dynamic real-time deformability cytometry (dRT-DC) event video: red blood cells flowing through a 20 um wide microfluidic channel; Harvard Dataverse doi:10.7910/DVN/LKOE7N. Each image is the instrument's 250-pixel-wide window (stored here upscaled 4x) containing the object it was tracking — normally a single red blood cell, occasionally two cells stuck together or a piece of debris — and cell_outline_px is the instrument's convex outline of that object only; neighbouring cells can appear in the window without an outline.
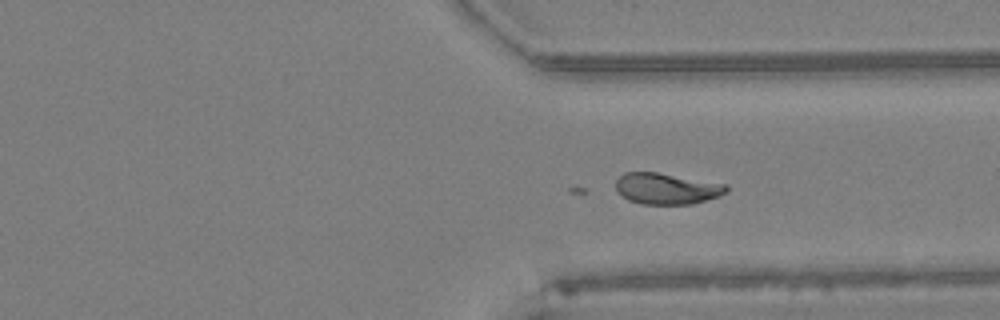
{"species": "Egyptian fruit bat (a non-hibernating species)", "species_latin": "Rousettus aegyptiacus", "temperature_condition": "warm", "stored_images_in_passage": 24, "camera_frame_rate_fps": 3000, "um_per_image_px": 0.085, "animal": {"sex": "female"}, "frame": {"image": 1, "passage_image": 21, "time_ms": 6.667, "image_size_px": [1000, 320], "cell_outline_px": [[728, 192], [720, 196], [692, 204], [644, 204], [628, 200], [616, 192], [616, 180], [624, 172], [656, 172], [728, 184]], "centroid_in_image_um": [56.68, 16.03], "position_along_channel_um": 354.7, "area_um2": 20.23}}